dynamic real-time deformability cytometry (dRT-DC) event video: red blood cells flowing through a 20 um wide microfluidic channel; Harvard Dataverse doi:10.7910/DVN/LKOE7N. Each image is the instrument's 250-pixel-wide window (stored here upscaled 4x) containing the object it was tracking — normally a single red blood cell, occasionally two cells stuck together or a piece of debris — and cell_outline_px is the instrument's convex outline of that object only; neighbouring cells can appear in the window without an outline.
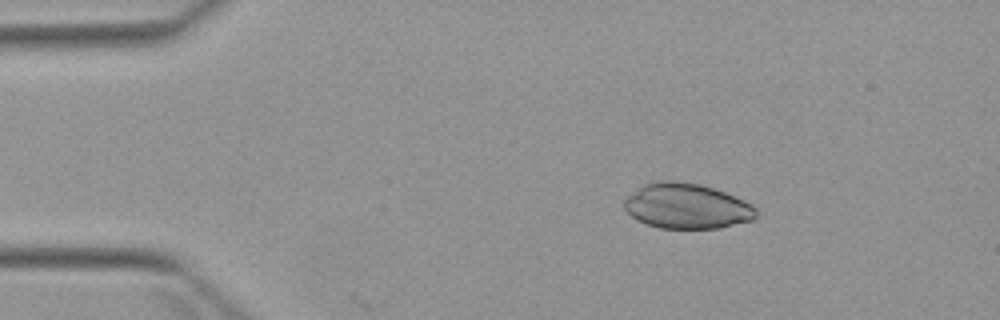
{"species": "Egyptian fruit bat (a non-hibernating species)", "species_latin": "Rousettus aegyptiacus", "temperature_condition": "warm", "stored_images_in_passage": 6, "camera_frame_rate_fps": 3000, "um_per_image_px": 0.085, "animal": {"sex": "female"}, "frame": {"image": 1, "passage_image": 3, "time_ms": 2.333, "image_size_px": [1000, 320], "cell_outline_px": [[756, 216], [752, 220], [720, 228], [660, 228], [644, 224], [636, 220], [624, 208], [624, 200], [628, 196], [644, 184], [656, 180], [672, 180], [700, 184], [724, 192], [752, 204], [756, 208]], "centroid_in_image_um": [58.35, 17.52], "position_along_channel_um": 26.6, "area_um2": 34.74}}